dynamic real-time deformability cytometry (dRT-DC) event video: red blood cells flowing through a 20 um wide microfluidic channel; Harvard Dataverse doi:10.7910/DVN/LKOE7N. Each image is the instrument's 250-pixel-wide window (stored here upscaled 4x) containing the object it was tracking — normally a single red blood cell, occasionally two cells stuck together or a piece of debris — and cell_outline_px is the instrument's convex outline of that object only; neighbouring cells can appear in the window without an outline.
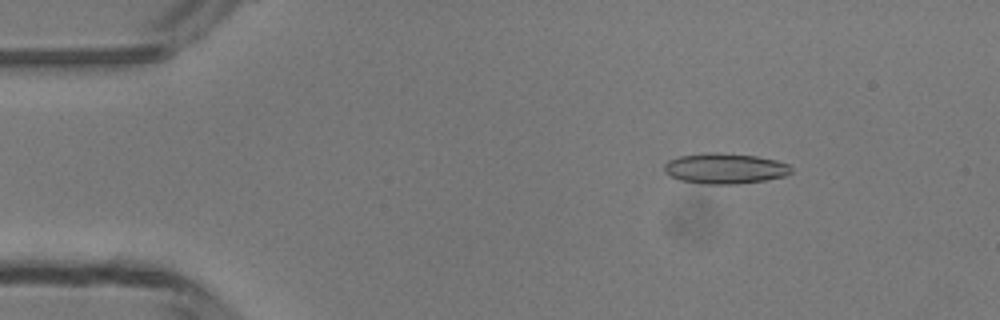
{"species": "common noctule bat (a hibernating species)", "species_latin": "Nyctalus noctula", "temperature_condition": "room temperature", "stored_images_in_passage": 49, "camera_frame_rate_fps": 3000, "um_per_image_px": 0.085, "animal": {"sex": "male", "body_mass_g": 13.3}, "frame": {"image": 1, "passage_image": 7, "time_ms": 2.0, "image_size_px": [1000, 320], "cell_outline_px": [[792, 172], [784, 176], [764, 180], [736, 184], [700, 184], [680, 180], [664, 172], [664, 164], [668, 160], [680, 156], [712, 152], [716, 152], [756, 156], [776, 160], [788, 164], [792, 168]], "centroid_in_image_um": [61.61, 14.32], "position_along_channel_um": 23.4, "area_um2": 22.54}}
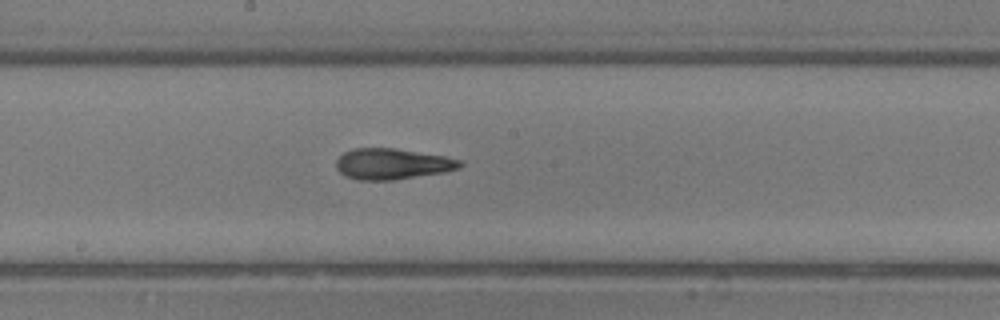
{"frame": {"image": 2, "passage_image": 26, "time_ms": 8.333, "image_size_px": [1000, 320], "cell_outline_px": [[464, 164], [460, 168], [444, 172], [396, 180], [356, 180], [344, 176], [336, 168], [336, 160], [344, 152], [352, 148], [396, 148], [444, 156], [460, 160]], "centroid_in_image_um": [33.33, 13.94], "position_along_channel_um": 214.9, "area_um2": 22.48}}
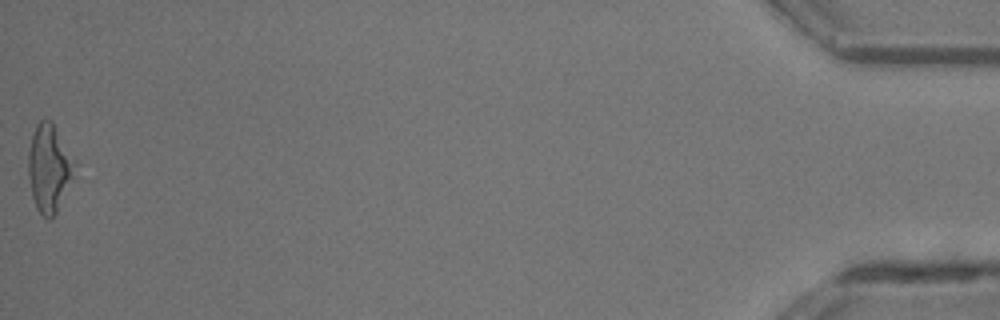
{"frame": {"image": 3, "passage_image": 49, "time_ms": 16.0, "image_size_px": [1000, 320], "cell_outline_px": [[76, 164], [72, 176], [56, 212], [48, 220], [36, 208], [32, 196], [28, 176], [28, 152], [32, 136], [36, 124], [44, 116], [52, 120], [76, 160]], "centroid_in_image_um": [4.16, 14.2], "position_along_channel_um": 431.0, "area_um2": 23.64}, "authors_computed_cell_mechanics": {"area_um2": 21.964, "velocity_mm_per_s": 4.1953, "shape_relaxation_time_tau1_ms": 4.7085, "shape_relaxation_time_tau2_ms": 2.5859, "deformation_change_tau1": 0.1839, "deformation_change_tau2": 0.1323}}